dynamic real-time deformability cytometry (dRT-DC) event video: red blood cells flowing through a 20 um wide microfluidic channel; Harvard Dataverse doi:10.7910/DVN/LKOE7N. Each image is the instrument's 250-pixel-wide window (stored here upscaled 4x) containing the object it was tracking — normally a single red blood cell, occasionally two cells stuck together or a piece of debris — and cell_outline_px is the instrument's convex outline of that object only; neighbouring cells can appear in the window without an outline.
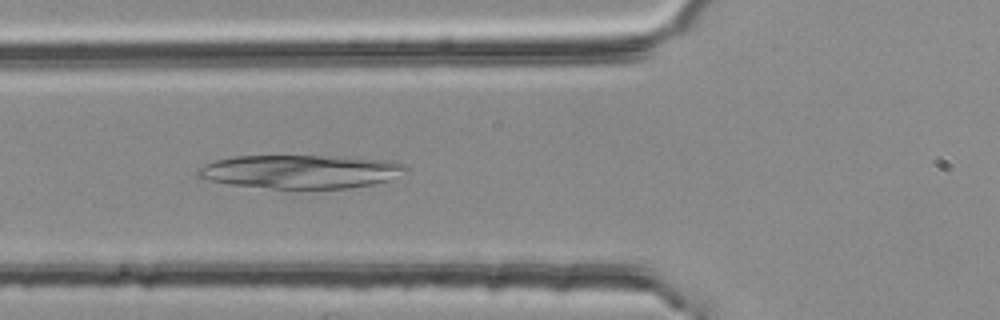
{"species": "common noctule bat (a hibernating species)", "species_latin": "Nyctalus noctula", "temperature_condition": "room temperature", "stored_images_in_passage": 40, "camera_frame_rate_fps": 3000, "um_per_image_px": 0.085, "animal": {"sex": "female", "body_mass_g": 25.1}, "frame": {"image": 1, "passage_image": 6, "time_ms": 1.667, "image_size_px": [1000, 320], "cell_outline_px": [[408, 168], [388, 180], [372, 184], [348, 188], [272, 188], [232, 184], [212, 180], [196, 176], [196, 172], [204, 164], [216, 160], [232, 156], [320, 156], [392, 160], [408, 164]], "centroid_in_image_um": [25.55, 14.57], "position_along_channel_um": 100.2, "area_um2": 40.17}}
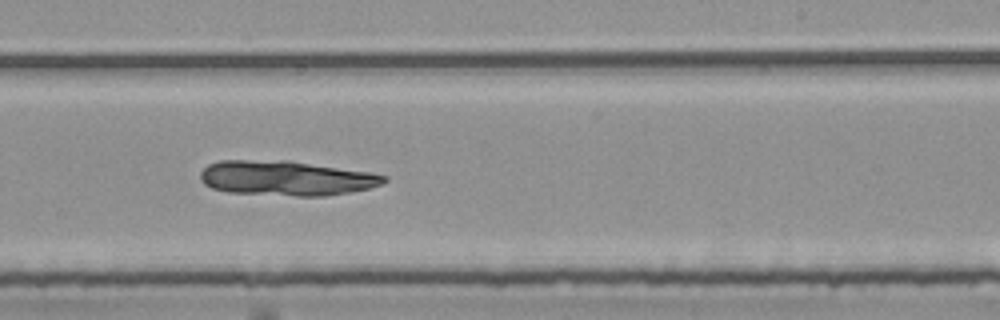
{"frame": {"image": 2, "passage_image": 19, "time_ms": 6.0, "image_size_px": [1000, 320], "cell_outline_px": [[388, 180], [384, 184], [368, 188], [348, 192], [324, 196], [300, 196], [228, 192], [212, 188], [204, 184], [200, 180], [200, 172], [208, 164], [220, 160], [288, 160], [368, 172], [388, 176]], "centroid_in_image_um": [24.3, 15.14], "position_along_channel_um": 264.7, "area_um2": 37.28}}
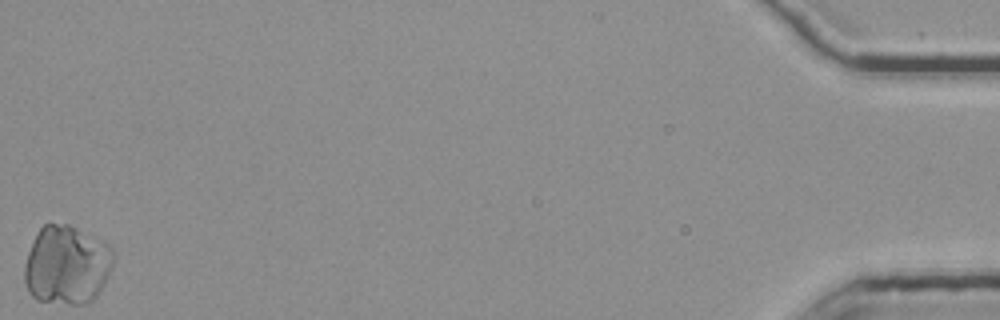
{"frame": {"image": 3, "passage_image": 40, "time_ms": 13.0, "image_size_px": [1000, 320], "cell_outline_px": [[112, 268], [100, 292], [88, 304], [72, 304], [36, 300], [28, 292], [24, 284], [24, 268], [28, 252], [36, 232], [48, 220], [68, 224], [104, 240], [112, 248]], "centroid_in_image_um": [5.65, 22.5], "position_along_channel_um": 429.5, "area_um2": 41.62}}